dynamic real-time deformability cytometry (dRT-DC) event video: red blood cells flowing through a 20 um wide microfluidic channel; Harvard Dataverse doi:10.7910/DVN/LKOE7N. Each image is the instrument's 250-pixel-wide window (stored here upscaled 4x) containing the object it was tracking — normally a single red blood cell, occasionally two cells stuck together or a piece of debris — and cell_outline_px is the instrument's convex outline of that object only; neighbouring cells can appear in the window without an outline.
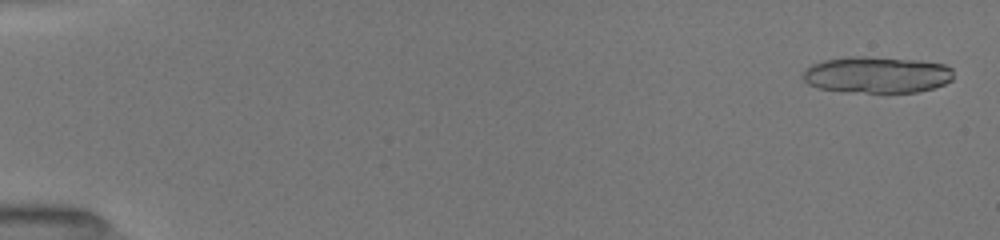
{"species": "common noctule bat (a hibernating species)", "species_latin": "Nyctalus noctula", "temperature_condition": "room temperature", "stored_images_in_passage": 20, "camera_frame_rate_fps": 3000, "um_per_image_px": 0.085, "animal": {"sex": "female", "body_mass_g": 19.5, "forearm_length_mm": 54.1}, "frame": {"image": 1, "passage_image": 2, "time_ms": 0.333, "image_size_px": [1000, 240], "cell_outline_px": [[952, 80], [944, 84], [932, 88], [916, 92], [848, 92], [816, 88], [808, 84], [804, 80], [804, 72], [812, 64], [824, 60], [848, 56], [868, 56], [920, 60], [944, 64], [952, 68]], "centroid_in_image_um": [74.53, 6.35], "position_along_channel_um": 10.5, "area_um2": 32.14}}